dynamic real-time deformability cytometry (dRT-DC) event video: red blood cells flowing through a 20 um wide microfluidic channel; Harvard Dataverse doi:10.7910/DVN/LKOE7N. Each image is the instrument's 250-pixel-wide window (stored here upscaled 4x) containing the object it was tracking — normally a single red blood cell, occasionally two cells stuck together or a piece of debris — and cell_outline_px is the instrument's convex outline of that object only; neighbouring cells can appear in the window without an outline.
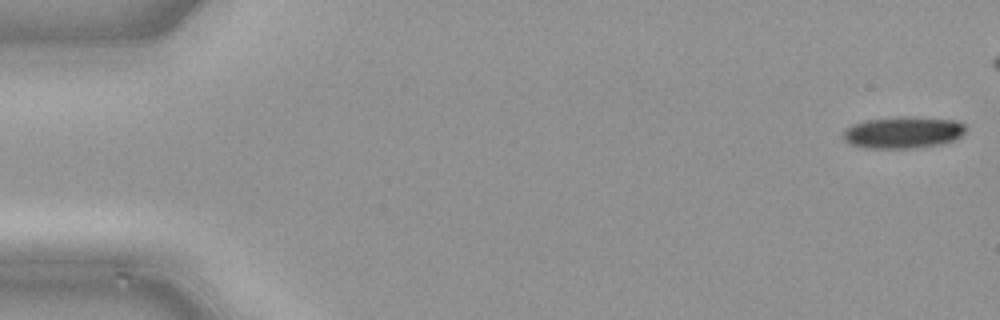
{"species": "common noctule bat (a hibernating species)", "species_latin": "Nyctalus noctula", "temperature_condition": "cold", "stored_images_in_passage": 42, "camera_frame_rate_fps": 3000, "um_per_image_px": 0.085, "animal": {"sex": "male", "body_mass_g": 21.5, "forearm_length_mm": 52.0}, "frame": {"image": 1, "passage_image": 1, "time_ms": 0.0, "image_size_px": [1000, 320], "cell_outline_px": [[968, 128], [956, 140], [940, 144], [912, 148], [868, 148], [848, 144], [844, 140], [844, 128], [852, 124], [864, 120], [896, 116], [904, 116], [960, 120]], "centroid_in_image_um": [76.77, 11.24], "position_along_channel_um": 8.2, "area_um2": 23.06}}